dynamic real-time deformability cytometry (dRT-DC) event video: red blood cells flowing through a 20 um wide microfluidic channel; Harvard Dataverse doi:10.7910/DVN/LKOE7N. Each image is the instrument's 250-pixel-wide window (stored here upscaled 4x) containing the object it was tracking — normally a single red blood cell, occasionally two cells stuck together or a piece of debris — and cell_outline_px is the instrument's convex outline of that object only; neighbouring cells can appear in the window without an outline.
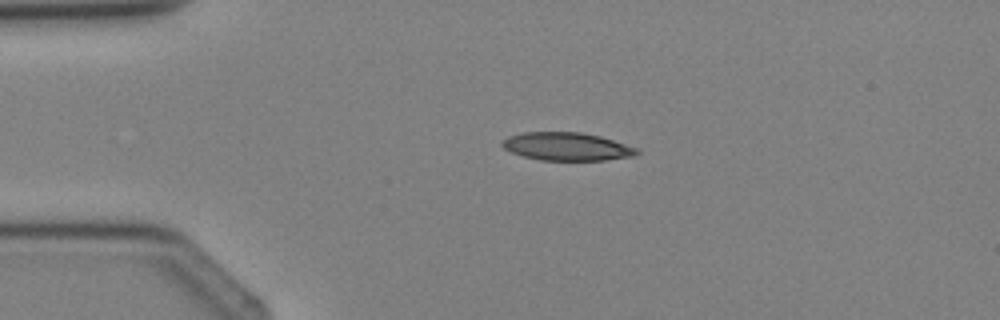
{"species": "Egyptian fruit bat (a non-hibernating species)", "species_latin": "Rousettus aegyptiacus", "temperature_condition": "cold", "stored_images_in_passage": 3, "camera_frame_rate_fps": 3000, "um_per_image_px": 0.085, "animal": {"sex": "female"}, "frame": {"image": 1, "passage_image": 2, "time_ms": 1.333, "image_size_px": [1000, 320], "cell_outline_px": [[640, 152], [636, 156], [604, 160], [540, 160], [524, 156], [512, 152], [504, 148], [500, 144], [500, 140], [508, 136], [520, 132], [580, 132], [600, 136], [640, 148]], "centroid_in_image_um": [48.19, 12.45], "position_along_channel_um": 36.8, "area_um2": 22.25}}